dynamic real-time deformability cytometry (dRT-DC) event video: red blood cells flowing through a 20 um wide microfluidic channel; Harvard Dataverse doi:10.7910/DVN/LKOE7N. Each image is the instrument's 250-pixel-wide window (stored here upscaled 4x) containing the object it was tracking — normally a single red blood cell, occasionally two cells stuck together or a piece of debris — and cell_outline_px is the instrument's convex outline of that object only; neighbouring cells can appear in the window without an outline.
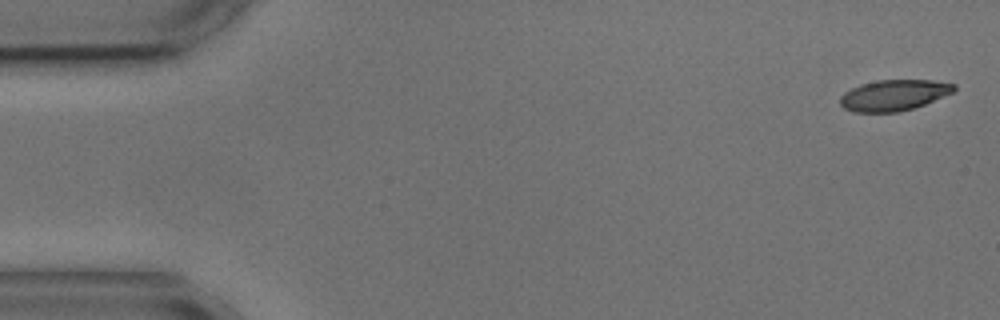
{"species": "common noctule bat (a hibernating species)", "species_latin": "Nyctalus noctula", "temperature_condition": "cold", "stored_images_in_passage": 5, "camera_frame_rate_fps": 3000, "um_per_image_px": 0.085, "animal": {"sex": "male", "body_mass_g": 17.9, "forearm_length_mm": 54.2}, "frame": {"image": 1, "passage_image": 1, "time_ms": 0.0, "image_size_px": [1000, 320], "cell_outline_px": [[956, 88], [952, 92], [924, 104], [900, 112], [852, 112], [844, 108], [840, 104], [840, 96], [844, 92], [860, 84], [876, 80], [932, 80], [956, 84]], "centroid_in_image_um": [75.94, 8.09], "position_along_channel_um": 9.1, "area_um2": 20.46}}
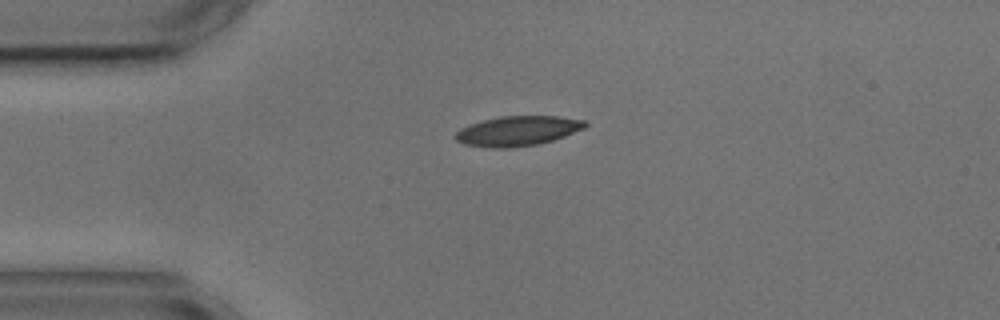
{"frame": {"image": 2, "passage_image": 4, "time_ms": 3.667, "image_size_px": [1000, 320], "cell_outline_px": [[588, 124], [584, 128], [564, 136], [552, 140], [536, 144], [508, 148], [488, 148], [464, 144], [456, 140], [452, 136], [460, 128], [484, 120], [500, 116], [556, 116], [584, 120]], "centroid_in_image_um": [43.96, 11.13], "position_along_channel_um": 41.0, "area_um2": 22.43}}